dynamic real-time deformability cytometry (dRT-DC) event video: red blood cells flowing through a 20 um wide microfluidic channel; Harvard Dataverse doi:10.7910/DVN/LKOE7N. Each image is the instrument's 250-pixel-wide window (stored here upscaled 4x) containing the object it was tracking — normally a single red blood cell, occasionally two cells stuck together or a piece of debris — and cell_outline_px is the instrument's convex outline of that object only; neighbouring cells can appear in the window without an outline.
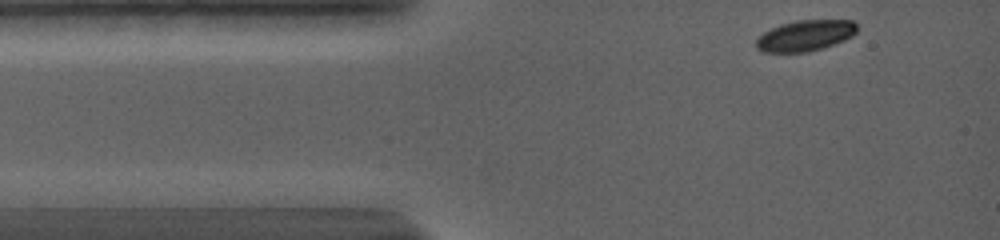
{"species": "common noctule bat (a hibernating species)", "species_latin": "Nyctalus noctula", "temperature_condition": "warm", "stored_images_in_passage": 40, "camera_frame_rate_fps": 5000, "um_per_image_px": 0.085, "animal": {"sex": "female", "body_mass_g": 19.0, "forearm_length_mm": 56.7}, "frame": {"image": 1, "passage_image": 1, "time_ms": 0.0, "image_size_px": [1000, 240], "cell_outline_px": [[856, 32], [852, 36], [844, 40], [824, 48], [808, 52], [764, 52], [756, 48], [756, 40], [764, 32], [780, 24], [796, 20], [852, 20], [856, 24]], "centroid_in_image_um": [68.45, 3.03], "position_along_channel_um": 16.6, "area_um2": 18.15}}
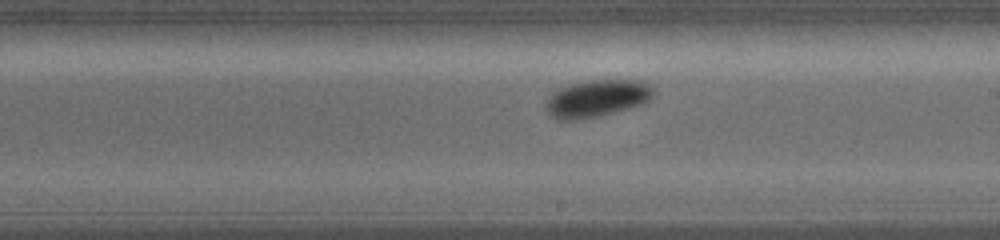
{"frame": {"image": 2, "passage_image": 23, "time_ms": 7.2, "image_size_px": [1000, 240], "cell_outline_px": [[656, 92], [644, 104], [600, 116], [580, 120], [556, 120], [548, 112], [544, 104], [560, 88], [568, 84], [588, 80], [636, 80], [648, 84], [656, 88]], "centroid_in_image_um": [50.77, 8.37], "position_along_channel_um": 238.2, "area_um2": 23.41}}
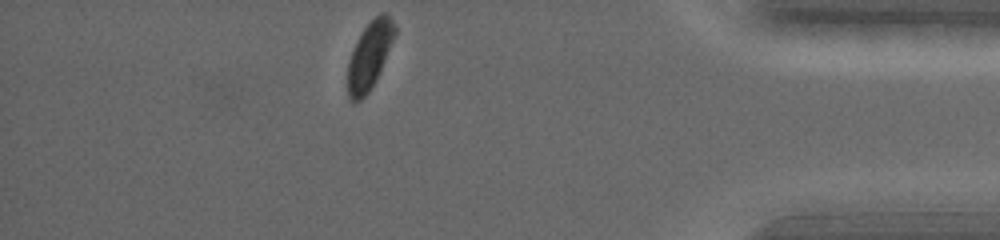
{"frame": {"image": 3, "passage_image": 40, "time_ms": 12.8, "image_size_px": [1000, 240], "cell_outline_px": [[396, 32], [384, 60], [368, 92], [360, 100], [352, 104], [348, 100], [348, 60], [364, 28], [380, 12], [384, 12], [392, 20], [396, 28]], "centroid_in_image_um": [31.38, 4.73], "position_along_channel_um": 403.8, "area_um2": 17.8}, "authors_computed_cell_mechanics": {"area_um2": 21.6461, "velocity_mm_per_s": 3.6625, "shape_relaxation_time_tau1_ms": 2.263, "shape_relaxation_time_tau2_ms": null, "deformation_change_tau1": 0.0995, "deformation_change_tau2": null}}